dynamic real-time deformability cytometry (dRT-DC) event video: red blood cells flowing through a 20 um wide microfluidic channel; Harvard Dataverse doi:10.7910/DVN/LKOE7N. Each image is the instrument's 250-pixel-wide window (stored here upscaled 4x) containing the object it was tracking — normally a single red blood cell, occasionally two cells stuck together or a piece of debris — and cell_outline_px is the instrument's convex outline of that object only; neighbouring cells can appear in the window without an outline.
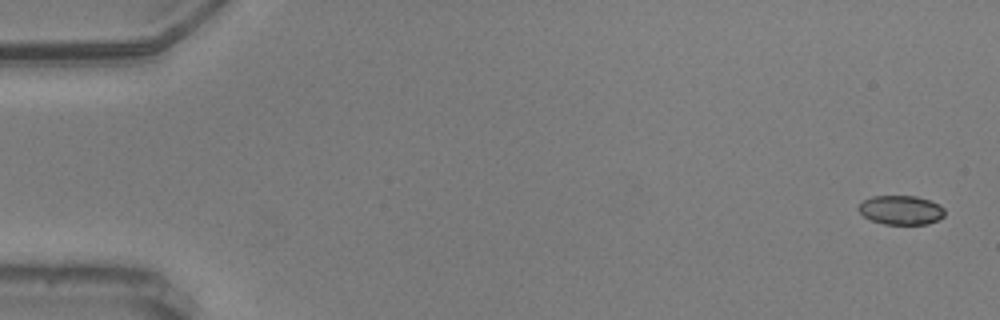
{"species": "common noctule bat (a hibernating species)", "species_latin": "Nyctalus noctula", "temperature_condition": "warm", "stored_images_in_passage": 57, "camera_frame_rate_fps": 3000, "um_per_image_px": 0.085, "animal": {"sex": "male", "body_mass_g": 20.5, "forearm_length_mm": 52.5}, "frame": {"image": 1, "passage_image": 1, "time_ms": 0.0, "image_size_px": [1000, 320], "cell_outline_px": [[944, 216], [928, 224], [884, 224], [872, 220], [864, 216], [856, 208], [864, 200], [872, 196], [916, 196], [928, 200], [944, 208]], "centroid_in_image_um": [76.56, 17.85], "position_along_channel_um": 8.4, "area_um2": 14.45}}
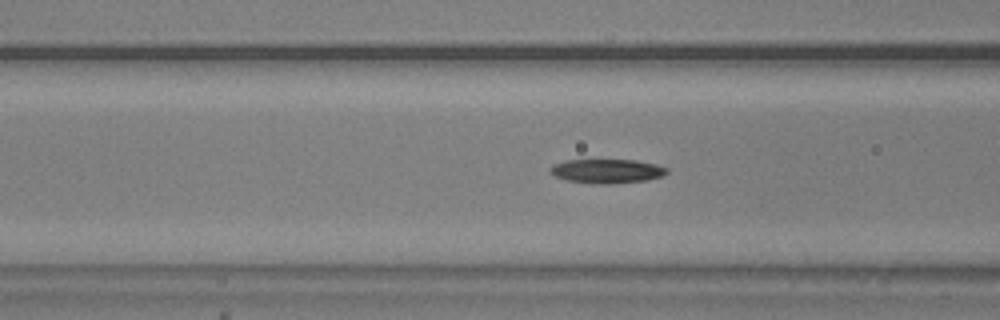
{"frame": {"image": 2, "passage_image": 22, "time_ms": 7.0, "image_size_px": [1000, 320], "cell_outline_px": [[668, 172], [660, 176], [648, 180], [608, 184], [596, 184], [568, 180], [556, 176], [548, 172], [548, 168], [552, 164], [564, 160], [636, 160], [656, 164], [668, 168]], "centroid_in_image_um": [51.55, 14.53], "position_along_channel_um": 115.0, "area_um2": 16.47}}
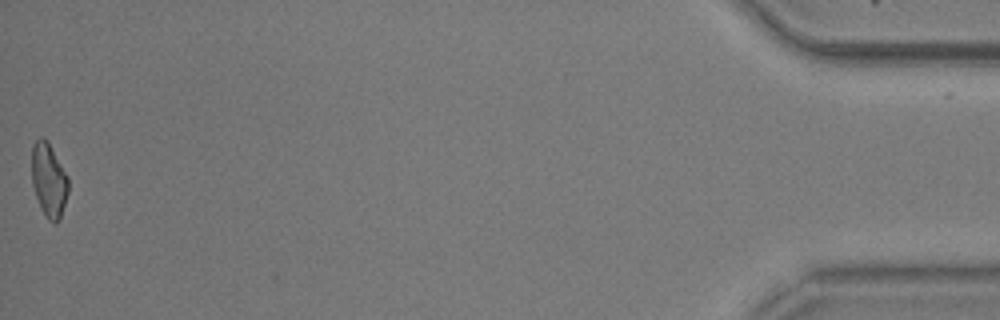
{"frame": {"image": 3, "passage_image": 56, "time_ms": 18.333, "image_size_px": [1000, 320], "cell_outline_px": [[68, 192], [60, 220], [56, 224], [52, 224], [48, 220], [40, 208], [32, 184], [32, 144], [40, 136], [44, 136], [48, 140], [68, 176]], "centroid_in_image_um": [4.15, 15.3], "position_along_channel_um": 431.1, "area_um2": 16.07}}